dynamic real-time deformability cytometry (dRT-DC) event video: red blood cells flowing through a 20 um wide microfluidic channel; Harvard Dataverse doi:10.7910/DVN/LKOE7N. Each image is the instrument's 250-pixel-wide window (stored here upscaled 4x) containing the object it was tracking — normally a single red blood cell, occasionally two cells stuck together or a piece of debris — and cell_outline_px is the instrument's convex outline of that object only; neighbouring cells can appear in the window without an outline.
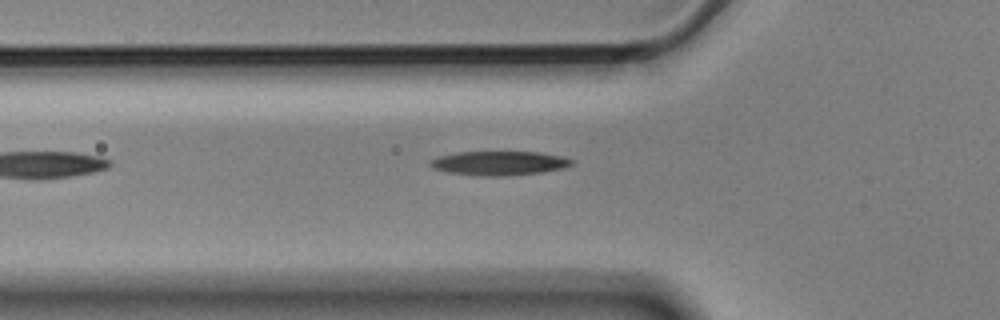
{"species": "Egyptian fruit bat (a non-hibernating species)", "species_latin": "Rousettus aegyptiacus", "temperature_condition": "cold", "stored_images_in_passage": 10, "camera_frame_rate_fps": 3000, "um_per_image_px": 0.085, "animal": {"sex": "male"}, "frame": {"image": 1, "passage_image": 2, "time_ms": 0.333, "image_size_px": [1000, 320], "cell_outline_px": [[572, 164], [564, 168], [544, 172], [508, 176], [480, 176], [448, 172], [436, 168], [432, 164], [432, 160], [440, 156], [456, 152], [540, 152], [564, 156], [572, 160]], "centroid_in_image_um": [42.52, 13.87], "position_along_channel_um": 83.3, "area_um2": 19.77}}
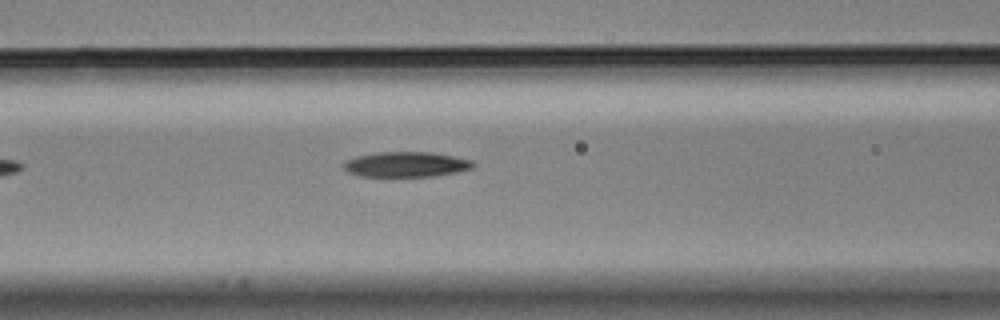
{"frame": {"image": 2, "passage_image": 6, "time_ms": 1.667, "image_size_px": [1000, 320], "cell_outline_px": [[476, 164], [472, 168], [456, 172], [432, 176], [360, 176], [348, 172], [344, 168], [344, 160], [356, 156], [376, 152], [432, 152], [472, 160]], "centroid_in_image_um": [34.5, 13.96], "position_along_channel_um": 132.1, "area_um2": 18.96}}
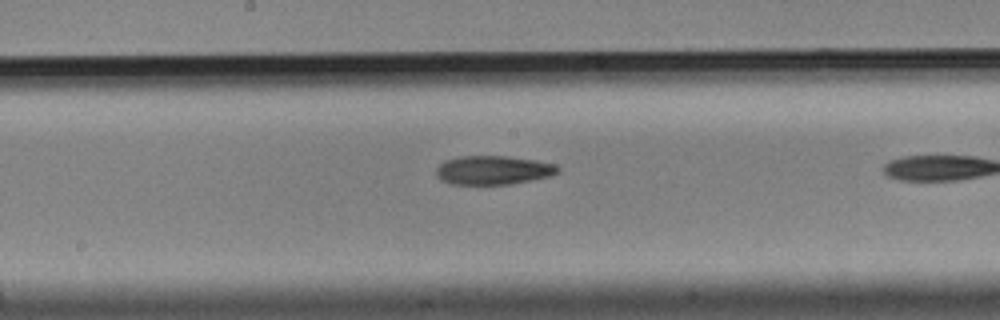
{"frame": {"image": 3, "passage_image": 9, "time_ms": 2.667, "image_size_px": [1000, 320], "cell_outline_px": [[560, 172], [552, 176], [512, 184], [452, 184], [440, 180], [436, 176], [436, 168], [444, 160], [460, 156], [508, 156], [536, 160], [556, 164], [560, 168]], "centroid_in_image_um": [41.94, 14.46], "position_along_channel_um": 206.3, "area_um2": 20.75}}